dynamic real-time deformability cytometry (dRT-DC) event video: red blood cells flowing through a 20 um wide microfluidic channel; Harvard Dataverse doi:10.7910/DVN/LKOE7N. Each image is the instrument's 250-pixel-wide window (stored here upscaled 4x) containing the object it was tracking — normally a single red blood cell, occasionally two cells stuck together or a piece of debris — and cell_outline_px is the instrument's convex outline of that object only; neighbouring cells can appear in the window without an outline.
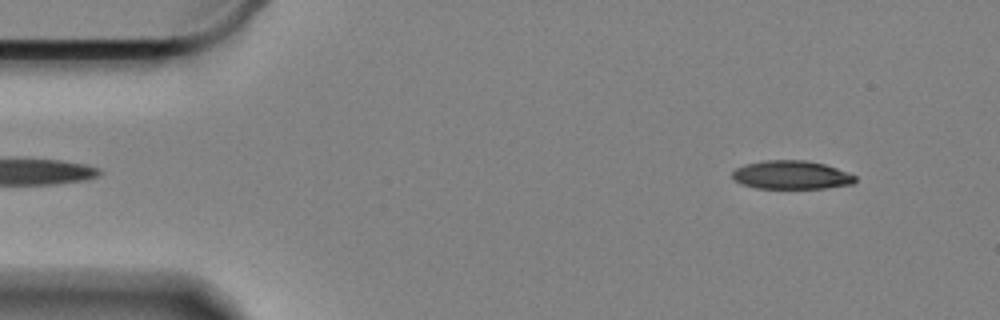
{"species": "Egyptian fruit bat (a non-hibernating species)", "species_latin": "Rousettus aegyptiacus", "temperature_condition": "cold", "stored_images_in_passage": 35, "camera_frame_rate_fps": 3000, "um_per_image_px": 0.085, "animal": {"sex": "female"}, "frame": {"image": 1, "passage_image": 2, "time_ms": 0.333, "image_size_px": [1000, 320], "cell_outline_px": [[856, 180], [852, 184], [824, 188], [756, 188], [740, 184], [732, 176], [732, 172], [736, 168], [744, 164], [764, 160], [804, 160], [824, 164], [836, 168], [856, 176]], "centroid_in_image_um": [67.24, 14.87], "position_along_channel_um": 17.8, "area_um2": 20.35}}
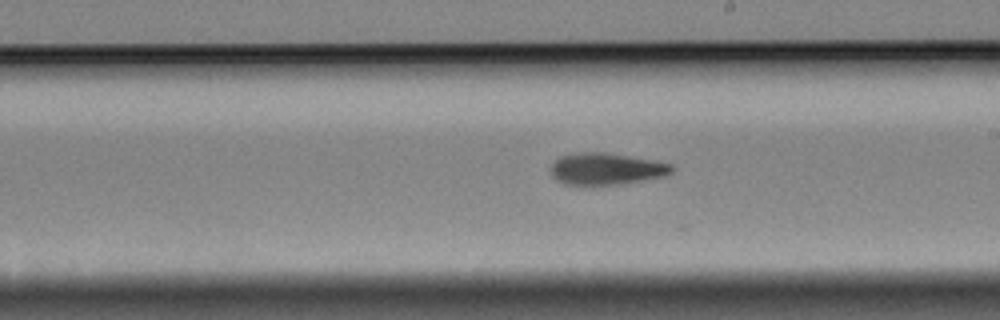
{"frame": {"image": 2, "passage_image": 29, "time_ms": 9.333, "image_size_px": [1000, 320], "cell_outline_px": [[676, 168], [672, 172], [664, 176], [620, 184], [564, 184], [556, 180], [552, 176], [552, 164], [560, 156], [576, 152], [604, 152], [628, 156], [672, 164]], "centroid_in_image_um": [51.53, 14.34], "position_along_channel_um": 237.5, "area_um2": 22.14}}
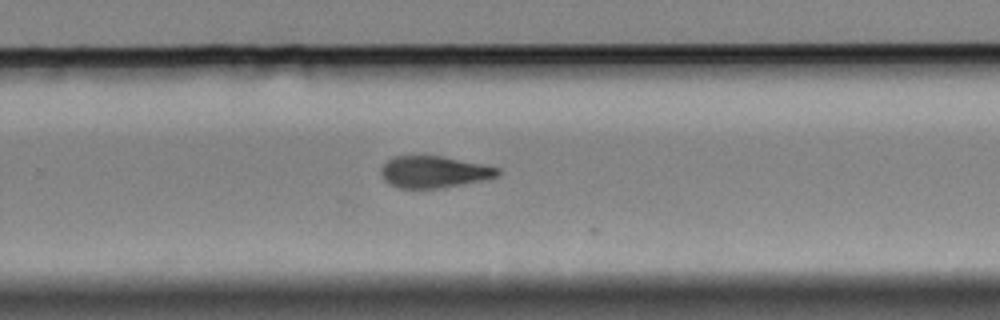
{"frame": {"image": 3, "passage_image": 34, "time_ms": 11.0, "image_size_px": [1000, 320], "cell_outline_px": [[500, 176], [488, 180], [440, 188], [400, 188], [388, 184], [384, 180], [380, 172], [380, 168], [392, 156], [444, 156], [484, 164], [500, 168]], "centroid_in_image_um": [36.93, 14.61], "position_along_channel_um": 292.9, "area_um2": 21.96}}